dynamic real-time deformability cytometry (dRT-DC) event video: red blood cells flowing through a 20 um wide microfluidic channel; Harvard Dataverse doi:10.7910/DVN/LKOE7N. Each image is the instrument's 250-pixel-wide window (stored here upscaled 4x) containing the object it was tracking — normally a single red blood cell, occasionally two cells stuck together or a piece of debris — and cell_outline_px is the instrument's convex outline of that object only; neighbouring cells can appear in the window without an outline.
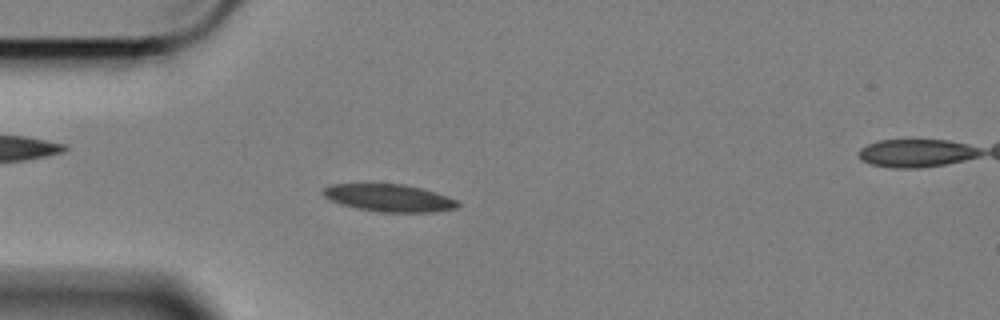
{"species": "Egyptian fruit bat (a non-hibernating species)", "species_latin": "Rousettus aegyptiacus", "temperature_condition": "cold", "stored_images_in_passage": 59, "camera_frame_rate_fps": 3000, "um_per_image_px": 0.085, "animal": {"sex": "female"}, "frame": {"image": 1, "passage_image": 15, "time_ms": 4.667, "image_size_px": [1000, 320], "cell_outline_px": [[460, 204], [456, 208], [436, 212], [380, 212], [356, 208], [340, 204], [328, 200], [320, 192], [328, 184], [404, 184], [436, 192], [448, 196], [456, 200]], "centroid_in_image_um": [33.04, 16.82], "position_along_channel_um": 52.0, "area_um2": 21.68}}
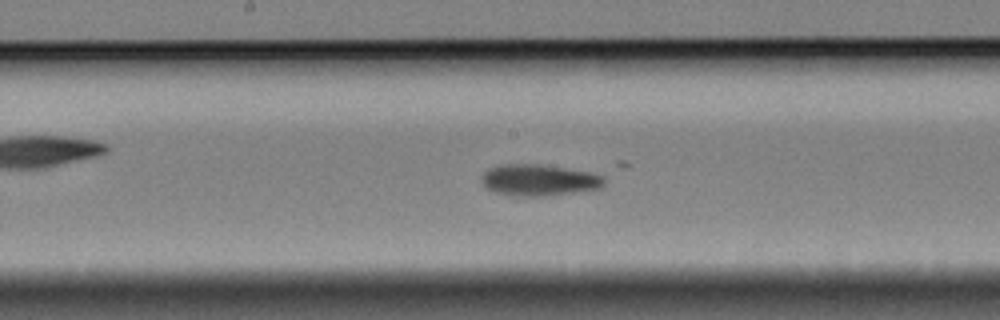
{"frame": {"image": 2, "passage_image": 29, "time_ms": 9.333, "image_size_px": [1000, 320], "cell_outline_px": [[604, 184], [600, 188], [576, 192], [544, 196], [512, 196], [496, 192], [488, 188], [480, 180], [480, 176], [488, 168], [500, 164], [540, 164], [588, 172], [604, 176]], "centroid_in_image_um": [45.77, 15.3], "position_along_channel_um": 202.4, "area_um2": 22.43}}
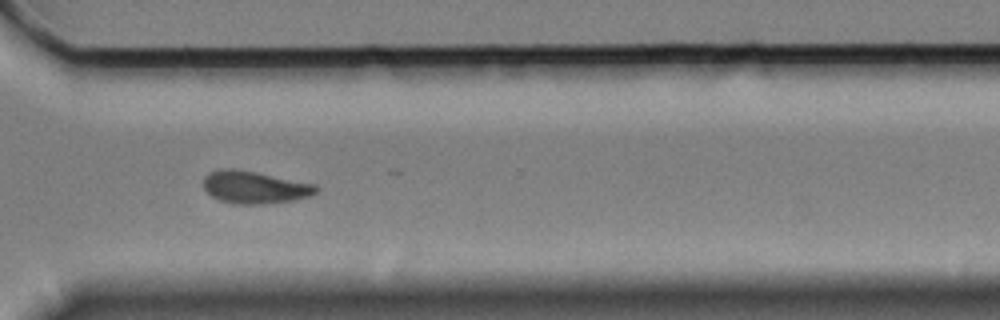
{"frame": {"image": 3, "passage_image": 42, "time_ms": 13.667, "image_size_px": [1000, 320], "cell_outline_px": [[320, 188], [312, 196], [296, 200], [264, 204], [232, 204], [220, 200], [212, 196], [204, 188], [204, 176], [208, 172], [220, 168], [232, 168], [256, 172], [316, 184]], "centroid_in_image_um": [21.66, 15.92], "position_along_channel_um": 348.9, "area_um2": 21.56}, "authors_computed_cell_mechanics": {"area_um2": 21.2704, "velocity_mm_per_s": 3.3854, "shape_relaxation_time_tau1_ms": 4.8275, "shape_relaxation_time_tau2_ms": null, "deformation_change_tau1": 0.1364, "deformation_change_tau2": null}}